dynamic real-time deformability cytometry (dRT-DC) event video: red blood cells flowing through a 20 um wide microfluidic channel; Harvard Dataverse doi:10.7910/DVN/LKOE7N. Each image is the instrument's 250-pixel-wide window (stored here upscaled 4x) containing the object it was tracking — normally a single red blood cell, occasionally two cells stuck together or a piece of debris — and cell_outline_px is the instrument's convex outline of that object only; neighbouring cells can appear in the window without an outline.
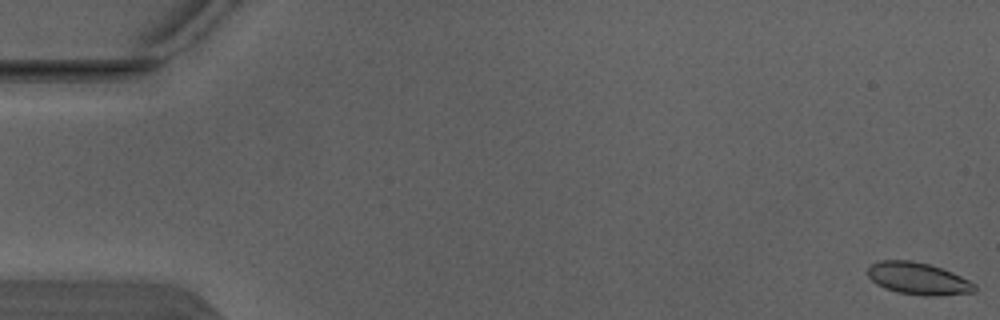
{"species": "Egyptian fruit bat (a non-hibernating species)", "species_latin": "Rousettus aegyptiacus", "temperature_condition": "warm", "stored_images_in_passage": 5, "camera_frame_rate_fps": 3000, "um_per_image_px": 0.085, "animal": {"sex": "male"}, "frame": {"image": 1, "passage_image": 1, "time_ms": 0.0, "image_size_px": [1000, 320], "cell_outline_px": [[976, 292], [936, 296], [924, 296], [896, 292], [884, 288], [876, 284], [868, 276], [868, 268], [872, 264], [880, 260], [912, 260], [928, 264], [952, 272], [976, 284]], "centroid_in_image_um": [78.04, 23.69], "position_along_channel_um": 7.0, "area_um2": 20.06}}